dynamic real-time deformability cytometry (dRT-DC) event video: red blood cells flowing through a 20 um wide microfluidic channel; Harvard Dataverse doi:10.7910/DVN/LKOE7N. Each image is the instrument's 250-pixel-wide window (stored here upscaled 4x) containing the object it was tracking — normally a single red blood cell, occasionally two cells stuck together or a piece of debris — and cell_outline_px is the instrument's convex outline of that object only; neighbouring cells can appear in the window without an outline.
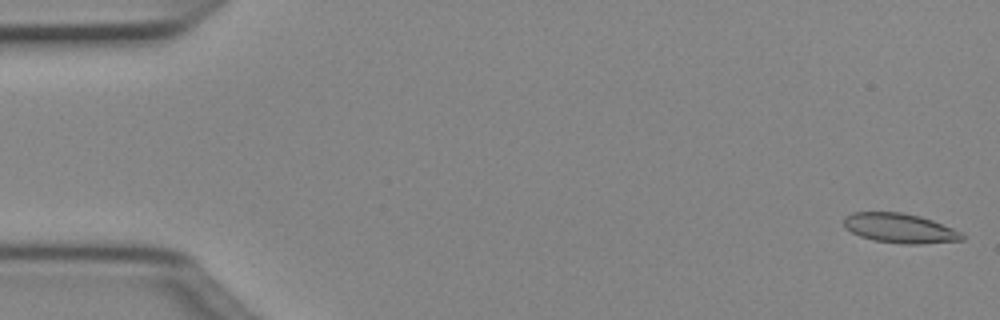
{"species": "Egyptian fruit bat (a non-hibernating species)", "species_latin": "Rousettus aegyptiacus", "temperature_condition": "cold", "stored_images_in_passage": 51, "camera_frame_rate_fps": 3000, "um_per_image_px": 0.085, "animal": {"sex": "female"}, "frame": {"image": 1, "passage_image": 1, "time_ms": 0.0, "image_size_px": [1000, 320], "cell_outline_px": [[964, 240], [920, 244], [904, 244], [872, 240], [860, 236], [844, 228], [844, 216], [852, 212], [900, 212], [920, 216], [932, 220], [964, 232]], "centroid_in_image_um": [76.5, 19.4], "position_along_channel_um": 8.5, "area_um2": 20.58}}
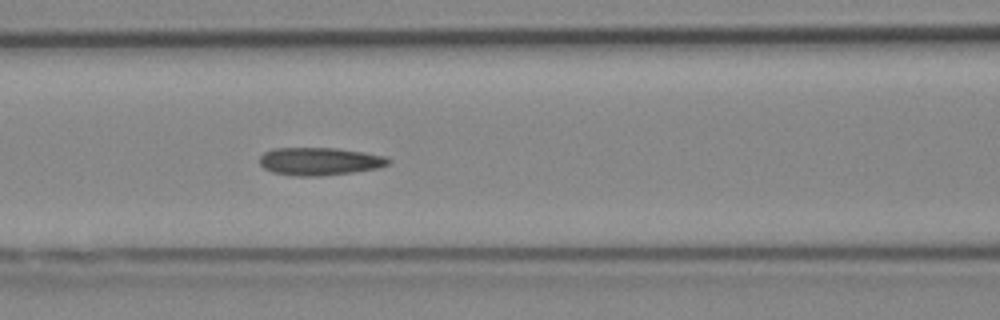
{"frame": {"image": 2, "passage_image": 21, "time_ms": 6.667, "image_size_px": [1000, 320], "cell_outline_px": [[392, 160], [388, 164], [380, 168], [352, 172], [320, 176], [292, 176], [272, 172], [264, 168], [260, 164], [260, 156], [264, 152], [272, 148], [336, 148], [364, 152], [388, 156]], "centroid_in_image_um": [27.19, 13.71], "position_along_channel_um": 139.4, "area_um2": 21.1}}
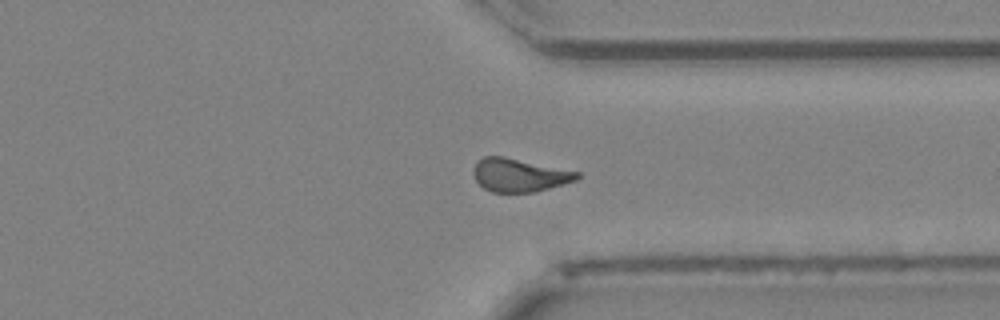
{"frame": {"image": 3, "passage_image": 38, "time_ms": 12.333, "image_size_px": [1000, 320], "cell_outline_px": [[580, 176], [576, 180], [564, 184], [536, 192], [492, 192], [484, 188], [476, 180], [472, 172], [472, 168], [484, 156], [504, 156], [580, 172]], "centroid_in_image_um": [44.15, 14.88], "position_along_channel_um": 367.3, "area_um2": 20.06}, "authors_computed_cell_mechanics": {"area_um2": 20.1722, "velocity_mm_per_s": 4.0251, "shape_relaxation_time_tau1_ms": null, "shape_relaxation_time_tau2_ms": 3.1065, "deformation_change_tau1": null, "deformation_change_tau2": 0.0975}}